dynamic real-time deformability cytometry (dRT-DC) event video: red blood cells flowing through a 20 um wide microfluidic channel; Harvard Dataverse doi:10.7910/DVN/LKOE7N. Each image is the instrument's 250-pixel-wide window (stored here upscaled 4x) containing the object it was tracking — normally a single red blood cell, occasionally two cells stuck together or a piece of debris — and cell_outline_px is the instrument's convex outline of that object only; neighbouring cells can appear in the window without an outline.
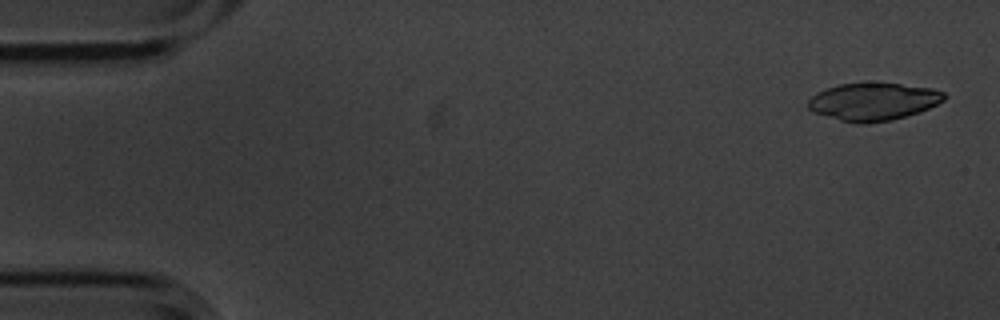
{"species": "common noctule bat (a hibernating species)", "species_latin": "Nyctalus noctula", "temperature_condition": "cold", "stored_images_in_passage": 12, "camera_frame_rate_fps": 3000, "um_per_image_px": 0.085, "animal": {"sex": "male", "body_mass_g": 20.1, "forearm_length_mm": 53.5}, "frame": {"image": 1, "passage_image": 2, "time_ms": 0.333, "image_size_px": [1000, 320], "cell_outline_px": [[948, 96], [944, 100], [928, 108], [892, 120], [864, 124], [860, 124], [840, 120], [812, 112], [808, 108], [808, 100], [816, 92], [840, 84], [864, 80], [900, 84], [932, 88], [944, 92]], "centroid_in_image_um": [74.2, 8.6], "position_along_channel_um": 10.8, "area_um2": 30.29}}